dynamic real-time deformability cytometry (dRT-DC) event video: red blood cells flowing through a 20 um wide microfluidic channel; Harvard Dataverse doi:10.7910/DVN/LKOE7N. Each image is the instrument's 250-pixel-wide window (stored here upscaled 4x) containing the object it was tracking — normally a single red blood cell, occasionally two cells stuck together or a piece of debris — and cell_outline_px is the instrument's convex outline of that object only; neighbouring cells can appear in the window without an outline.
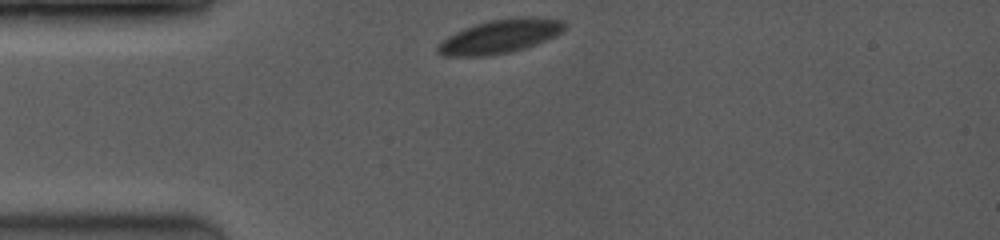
{"species": "common noctule bat (a hibernating species)", "species_latin": "Nyctalus noctula", "temperature_condition": "room temperature", "stored_images_in_passage": 6, "camera_frame_rate_fps": 3500, "um_per_image_px": 0.085, "animal": {"sex": "female", "body_mass_g": 19.0, "forearm_length_mm": 53.3}, "frame": {"image": 1, "passage_image": 1, "time_ms": 0.0, "image_size_px": [1000, 240], "cell_outline_px": [[564, 28], [556, 36], [524, 48], [508, 52], [480, 56], [444, 56], [436, 52], [436, 44], [448, 36], [464, 28], [476, 24], [492, 20], [520, 16], [536, 16], [564, 20]], "centroid_in_image_um": [42.48, 3.08], "position_along_channel_um": 42.5, "area_um2": 24.85}}
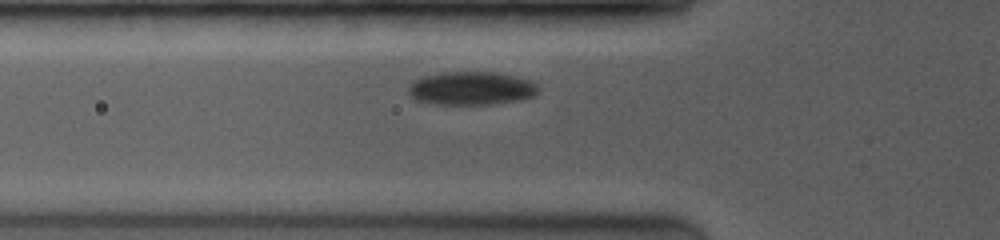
{"frame": {"image": 2, "passage_image": 4, "time_ms": 1.714, "image_size_px": [1000, 240], "cell_outline_px": [[540, 92], [532, 96], [516, 100], [492, 104], [432, 104], [416, 100], [408, 92], [408, 88], [412, 80], [420, 76], [444, 72], [496, 72], [516, 76], [532, 80], [540, 88]], "centroid_in_image_um": [40.05, 7.49], "position_along_channel_um": 85.8, "area_um2": 25.49}}